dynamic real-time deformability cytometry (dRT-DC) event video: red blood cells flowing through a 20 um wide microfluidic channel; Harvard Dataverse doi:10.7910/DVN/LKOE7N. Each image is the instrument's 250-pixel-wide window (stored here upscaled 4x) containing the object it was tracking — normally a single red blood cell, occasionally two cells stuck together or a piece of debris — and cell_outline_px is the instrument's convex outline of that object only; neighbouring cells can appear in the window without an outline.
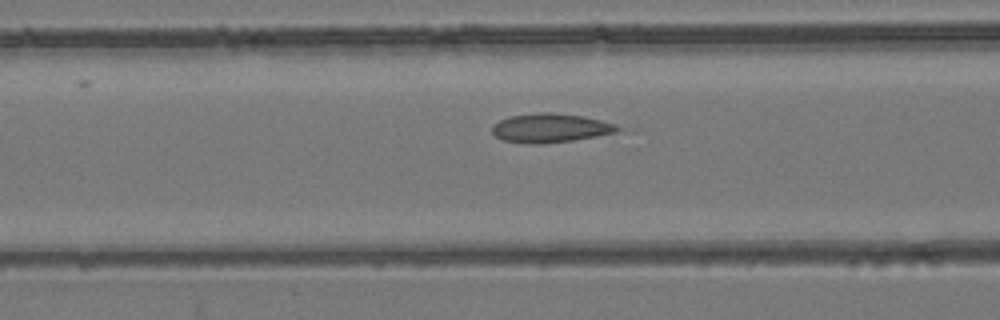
{"species": "common noctule bat (a hibernating species)", "species_latin": "Nyctalus noctula", "temperature_condition": "room temperature", "stored_images_in_passage": 51, "camera_frame_rate_fps": 3000, "um_per_image_px": 0.085, "animal": {"sex": "female", "body_mass_g": 24.6, "forearm_length_mm": 56.2}, "frame": {"image": 1, "passage_image": 19, "time_ms": 6.0, "image_size_px": [1000, 320], "cell_outline_px": [[624, 128], [616, 132], [596, 136], [572, 140], [544, 144], [528, 144], [504, 140], [496, 136], [492, 132], [492, 124], [508, 116], [540, 112], [552, 112], [584, 116], [616, 124]], "centroid_in_image_um": [46.78, 10.87], "position_along_channel_um": 119.8, "area_um2": 21.33}}
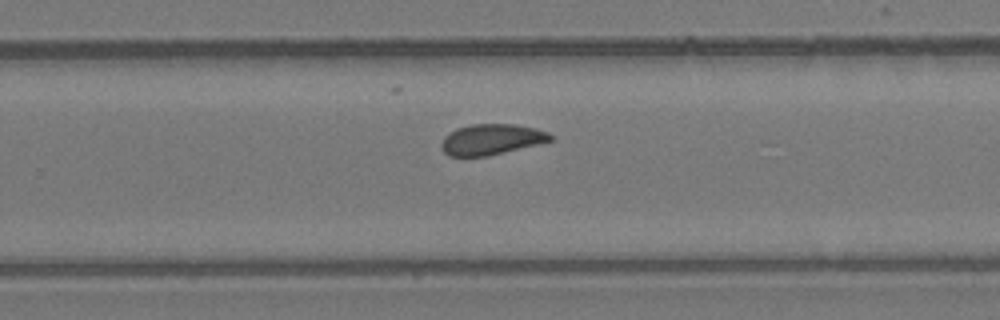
{"frame": {"image": 2, "passage_image": 32, "time_ms": 10.333, "image_size_px": [1000, 320], "cell_outline_px": [[556, 136], [552, 140], [488, 156], [448, 156], [444, 152], [440, 144], [444, 136], [456, 128], [472, 124], [516, 124], [536, 128], [548, 132]], "centroid_in_image_um": [41.77, 11.84], "position_along_channel_um": 288.0, "area_um2": 19.54}}
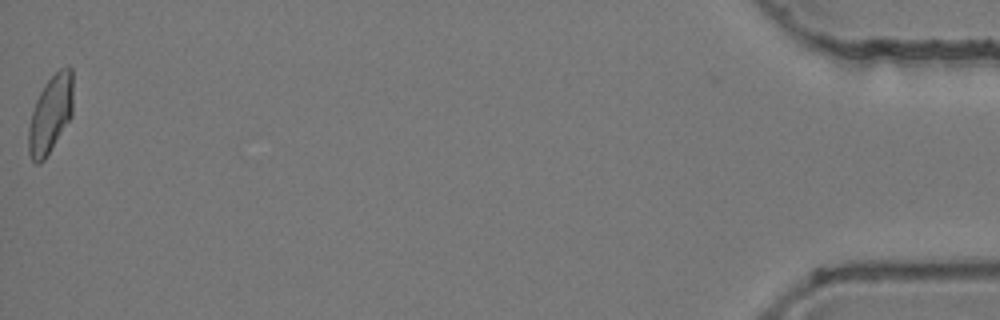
{"frame": {"image": 3, "passage_image": 51, "time_ms": 16.667, "image_size_px": [1000, 320], "cell_outline_px": [[72, 116], [44, 160], [40, 164], [36, 164], [32, 160], [28, 152], [28, 128], [32, 112], [36, 100], [44, 84], [60, 68], [68, 64], [72, 68]], "centroid_in_image_um": [4.29, 9.7], "position_along_channel_um": 430.9, "area_um2": 20.17}, "authors_computed_cell_mechanics": {"area_um2": 20.23, "velocity_mm_per_s": 3.8834, "shape_relaxation_time_tau1_ms": null, "shape_relaxation_time_tau2_ms": 2.4017, "deformation_change_tau1": null, "deformation_change_tau2": 0.0591}}